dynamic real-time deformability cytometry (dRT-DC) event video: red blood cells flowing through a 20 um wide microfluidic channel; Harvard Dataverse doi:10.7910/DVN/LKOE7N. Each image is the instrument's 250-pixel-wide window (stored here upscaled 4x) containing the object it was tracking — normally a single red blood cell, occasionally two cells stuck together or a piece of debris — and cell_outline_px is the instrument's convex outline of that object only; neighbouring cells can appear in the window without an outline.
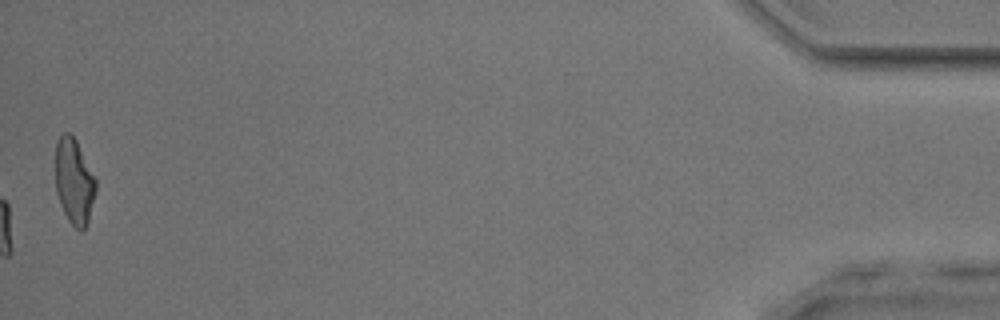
{"species": "common noctule bat (a hibernating species)", "species_latin": "Nyctalus noctula", "temperature_condition": "room temperature", "stored_images_in_passage": 51, "camera_frame_rate_fps": 3000, "um_per_image_px": 0.085, "animal": {"sex": "male", "body_mass_g": 17.9, "forearm_length_mm": 54.2}, "frame": {"image": 1, "passage_image": 51, "time_ms": 16.667, "image_size_px": [1000, 320], "cell_outline_px": [[96, 192], [88, 220], [84, 228], [80, 232], [68, 220], [60, 204], [56, 192], [56, 140], [64, 132], [68, 132], [76, 140], [96, 180]], "centroid_in_image_um": [6.29, 15.42], "position_along_channel_um": 428.9, "area_um2": 19.94}, "authors_computed_cell_mechanics": {"area_um2": 21.675, "velocity_mm_per_s": 4.053, "shape_relaxation_time_tau1_ms": 4.2568, "shape_relaxation_time_tau2_ms": 1.598, "deformation_change_tau1": 0.1349, "deformation_change_tau2": 0.0784}}